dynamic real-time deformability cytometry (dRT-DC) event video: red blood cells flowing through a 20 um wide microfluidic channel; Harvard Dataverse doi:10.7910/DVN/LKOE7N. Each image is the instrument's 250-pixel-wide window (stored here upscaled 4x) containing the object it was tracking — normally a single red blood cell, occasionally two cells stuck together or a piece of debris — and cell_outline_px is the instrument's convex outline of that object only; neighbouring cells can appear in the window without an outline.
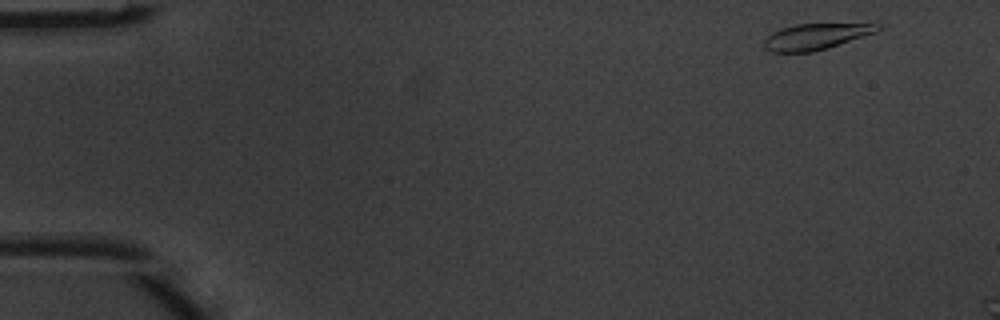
{"species": "common noctule bat (a hibernating species)", "species_latin": "Nyctalus noctula", "temperature_condition": "warm", "stored_images_in_passage": 4, "camera_frame_rate_fps": 3000, "um_per_image_px": 0.085, "animal": {"sex": "male", "body_mass_g": 20.1, "forearm_length_mm": 53.5}, "frame": {"image": 1, "passage_image": 1, "time_ms": 0.0, "image_size_px": [1000, 320], "cell_outline_px": [[884, 24], [876, 32], [828, 48], [812, 52], [772, 52], [764, 48], [764, 40], [772, 32], [780, 28], [796, 24], [872, 20]], "centroid_in_image_um": [69.53, 3.03], "position_along_channel_um": 15.5, "area_um2": 18.38}}